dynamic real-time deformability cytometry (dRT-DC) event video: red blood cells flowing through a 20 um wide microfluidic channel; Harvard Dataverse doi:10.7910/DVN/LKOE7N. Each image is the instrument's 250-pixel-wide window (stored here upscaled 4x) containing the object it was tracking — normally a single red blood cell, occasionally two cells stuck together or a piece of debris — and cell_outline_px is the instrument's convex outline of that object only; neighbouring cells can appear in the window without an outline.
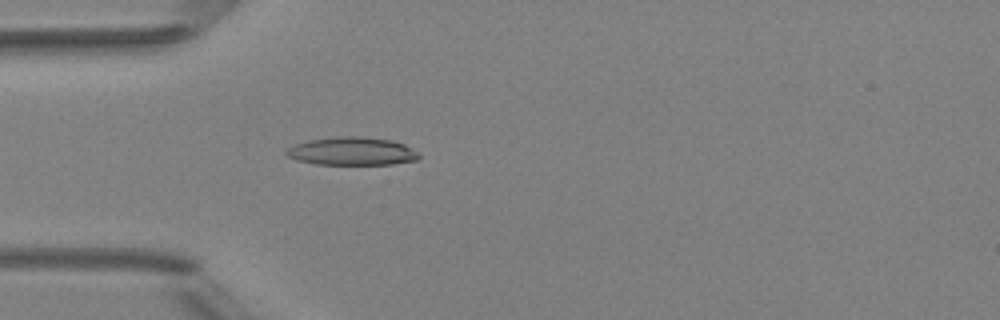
{"species": "Egyptian fruit bat (a non-hibernating species)", "species_latin": "Rousettus aegyptiacus", "temperature_condition": "room temperature", "stored_images_in_passage": 4, "camera_frame_rate_fps": 3000, "um_per_image_px": 0.085, "animal": {"sex": "female"}, "frame": {"image": 1, "passage_image": 4, "time_ms": 3.333, "image_size_px": [1000, 320], "cell_outline_px": [[420, 156], [416, 160], [392, 164], [316, 164], [296, 160], [288, 156], [284, 152], [288, 148], [296, 144], [308, 140], [340, 136], [360, 136], [392, 140], [404, 144], [420, 152]], "centroid_in_image_um": [29.94, 12.85], "position_along_channel_um": 55.1, "area_um2": 21.73}}